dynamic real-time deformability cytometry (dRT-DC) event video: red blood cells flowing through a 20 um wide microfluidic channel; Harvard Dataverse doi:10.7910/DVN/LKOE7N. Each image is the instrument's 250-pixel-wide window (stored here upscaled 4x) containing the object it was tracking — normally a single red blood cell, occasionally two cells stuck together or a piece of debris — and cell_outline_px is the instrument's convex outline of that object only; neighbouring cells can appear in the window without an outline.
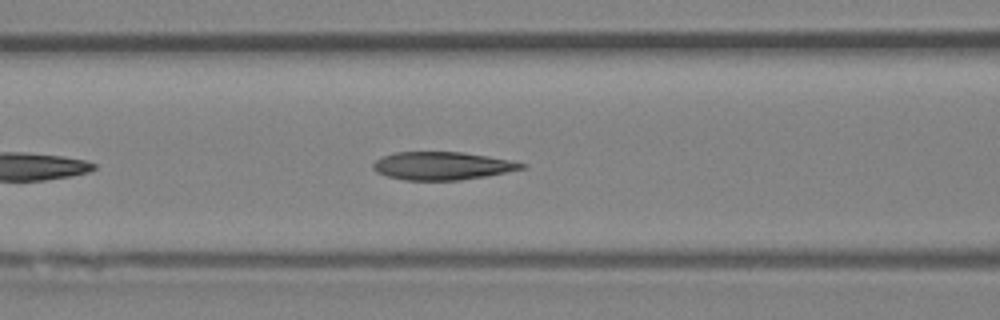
{"species": "Egyptian fruit bat (a non-hibernating species)", "species_latin": "Rousettus aegyptiacus", "temperature_condition": "room temperature", "stored_images_in_passage": 24, "camera_frame_rate_fps": 3000, "um_per_image_px": 0.085, "animal": {"sex": "female"}, "frame": {"image": 1, "passage_image": 8, "time_ms": 2.333, "image_size_px": [1000, 320], "cell_outline_px": [[528, 164], [524, 168], [484, 176], [460, 180], [404, 180], [388, 176], [376, 172], [372, 168], [372, 164], [376, 160], [392, 152], [464, 152], [512, 160]], "centroid_in_image_um": [37.57, 14.09], "position_along_channel_um": 129.0, "area_um2": 24.16}}
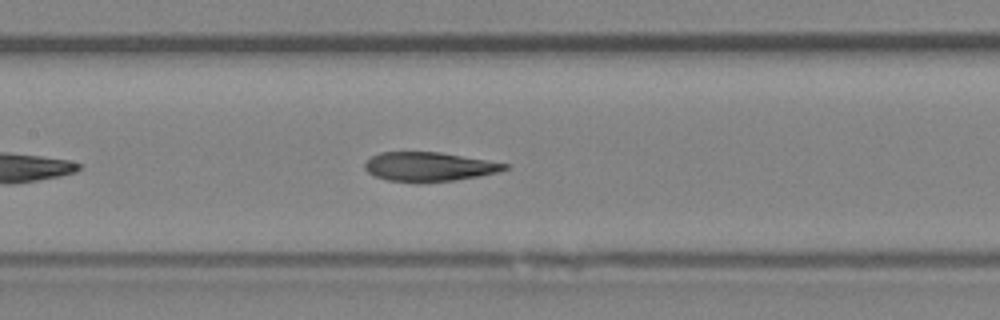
{"frame": {"image": 2, "passage_image": 11, "time_ms": 3.333, "image_size_px": [1000, 320], "cell_outline_px": [[508, 168], [496, 172], [480, 176], [456, 180], [416, 184], [388, 180], [376, 176], [368, 172], [364, 168], [364, 164], [372, 156], [380, 152], [440, 152], [508, 164]], "centroid_in_image_um": [36.43, 14.19], "position_along_channel_um": 171.0, "area_um2": 23.87}}